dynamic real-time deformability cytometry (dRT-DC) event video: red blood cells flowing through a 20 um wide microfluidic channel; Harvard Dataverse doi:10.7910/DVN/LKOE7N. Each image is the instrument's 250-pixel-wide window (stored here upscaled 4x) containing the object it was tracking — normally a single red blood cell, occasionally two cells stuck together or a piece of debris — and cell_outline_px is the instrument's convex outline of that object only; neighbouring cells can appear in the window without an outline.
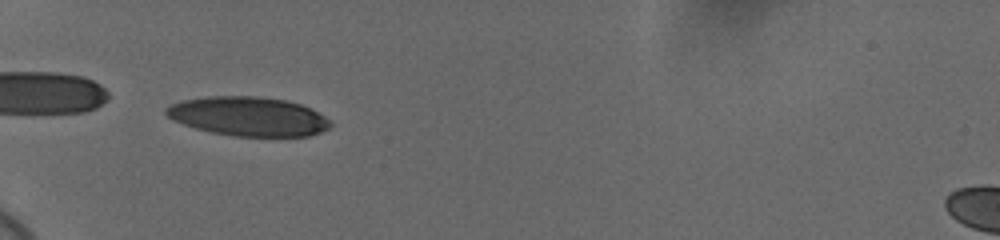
{"species": "human", "species_latin": "Homo sapiens", "temperature_condition": "cold", "stored_images_in_passage": 38, "camera_frame_rate_fps": 3000, "um_per_image_px": 0.085, "donor": {"sex": "female"}, "frame": {"image": 1, "passage_image": 1, "time_ms": 0.0, "image_size_px": [1000, 240], "cell_outline_px": [[332, 124], [328, 128], [320, 132], [308, 136], [232, 136], [212, 132], [196, 128], [172, 120], [164, 112], [164, 108], [180, 100], [208, 96], [256, 96], [288, 100], [312, 108], [332, 120]], "centroid_in_image_um": [21.12, 9.88], "position_along_channel_um": 63.9, "area_um2": 37.74}}
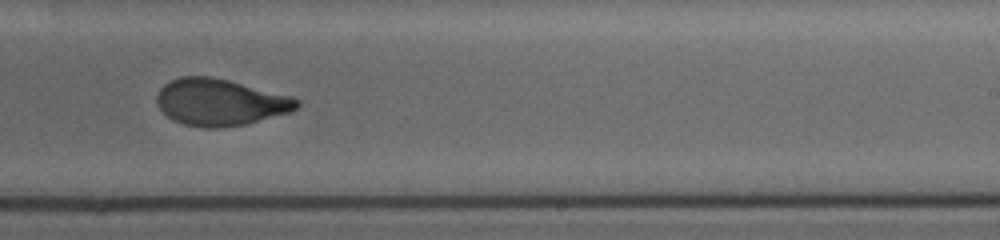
{"frame": {"image": 2, "passage_image": 19, "time_ms": 6.0, "image_size_px": [1000, 240], "cell_outline_px": [[300, 104], [292, 112], [244, 124], [224, 128], [204, 128], [184, 124], [172, 120], [156, 104], [156, 96], [160, 88], [168, 80], [180, 76], [208, 76], [228, 80], [292, 96], [300, 100]], "centroid_in_image_um": [18.7, 8.69], "position_along_channel_um": 270.3, "area_um2": 38.32}}
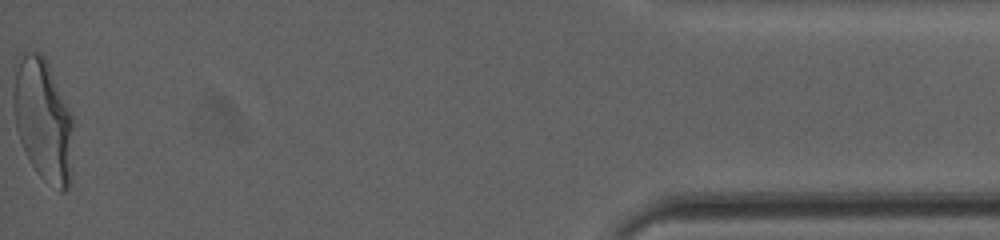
{"frame": {"image": 3, "passage_image": 38, "time_ms": 12.333, "image_size_px": [1000, 240], "cell_outline_px": [[72, 180], [68, 188], [64, 192], [60, 192], [44, 180], [36, 172], [20, 140], [16, 128], [12, 100], [12, 96], [16, 56], [24, 48], [40, 52], [44, 56], [48, 64], [72, 116]], "centroid_in_image_um": [3.64, 10.15], "position_along_channel_um": 431.6, "area_um2": 43.35}, "authors_computed_cell_mechanics": {"area_um2": 38.8416, "velocity_mm_per_s": 3.6635, "shape_relaxation_time_tau1_ms": 4.4574, "shape_relaxation_time_tau2_ms": 1.0812, "deformation_change_tau1": 0.1678, "deformation_change_tau2": 0.0692}}